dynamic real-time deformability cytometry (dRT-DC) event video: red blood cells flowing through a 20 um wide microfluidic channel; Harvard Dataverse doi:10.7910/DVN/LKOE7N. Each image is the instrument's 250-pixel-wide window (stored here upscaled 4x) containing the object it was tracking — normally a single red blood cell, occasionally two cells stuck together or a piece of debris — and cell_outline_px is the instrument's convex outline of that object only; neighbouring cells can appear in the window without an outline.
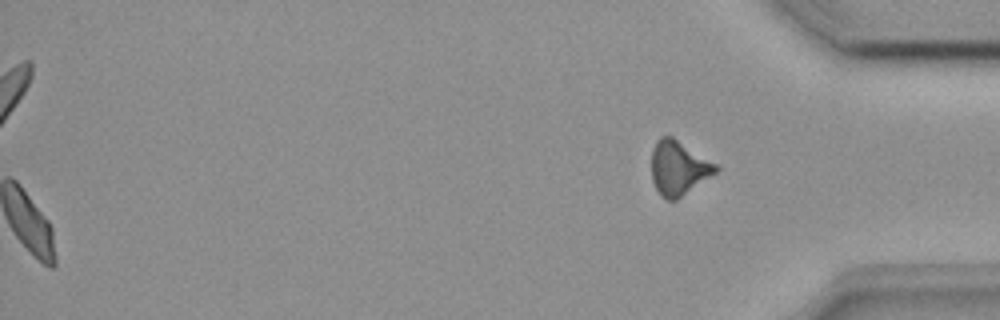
{"species": "common noctule bat (a hibernating species)", "species_latin": "Nyctalus noctula", "temperature_condition": "room temperature", "stored_images_in_passage": 35, "camera_frame_rate_fps": 3000, "um_per_image_px": 0.085, "animal": {"sex": "female", "body_mass_g": 18.4}, "frame": {"image": 1, "passage_image": 35, "time_ms": 11.333, "image_size_px": [1000, 320], "cell_outline_px": [[720, 168], [716, 172], [676, 200], [668, 200], [660, 196], [652, 180], [652, 148], [656, 140], [660, 136], [672, 136], [716, 164]], "centroid_in_image_um": [57.64, 14.26], "position_along_channel_um": 377.6, "area_um2": 20.11}}